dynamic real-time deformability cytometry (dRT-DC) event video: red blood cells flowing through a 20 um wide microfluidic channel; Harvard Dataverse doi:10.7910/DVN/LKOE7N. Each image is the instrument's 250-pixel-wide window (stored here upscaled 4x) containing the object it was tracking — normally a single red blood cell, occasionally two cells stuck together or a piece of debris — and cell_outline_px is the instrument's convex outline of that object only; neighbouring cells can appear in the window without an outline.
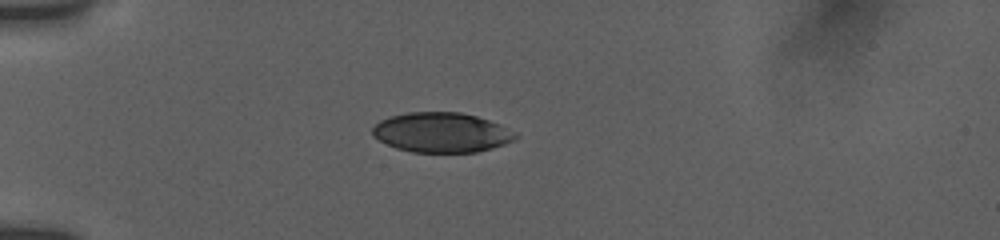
{"species": "human", "species_latin": "Homo sapiens", "temperature_condition": "room temperature", "stored_images_in_passage": 6, "camera_frame_rate_fps": 3000, "um_per_image_px": 0.085, "donor": {"sex": "female"}, "frame": {"image": 1, "passage_image": 5, "time_ms": 3.667, "image_size_px": [1000, 240], "cell_outline_px": [[520, 136], [516, 140], [492, 148], [476, 152], [412, 152], [396, 148], [372, 136], [372, 128], [380, 120], [388, 116], [408, 112], [460, 112], [476, 116], [500, 124], [516, 132]], "centroid_in_image_um": [37.55, 11.26], "position_along_channel_um": 47.5, "area_um2": 33.35}}